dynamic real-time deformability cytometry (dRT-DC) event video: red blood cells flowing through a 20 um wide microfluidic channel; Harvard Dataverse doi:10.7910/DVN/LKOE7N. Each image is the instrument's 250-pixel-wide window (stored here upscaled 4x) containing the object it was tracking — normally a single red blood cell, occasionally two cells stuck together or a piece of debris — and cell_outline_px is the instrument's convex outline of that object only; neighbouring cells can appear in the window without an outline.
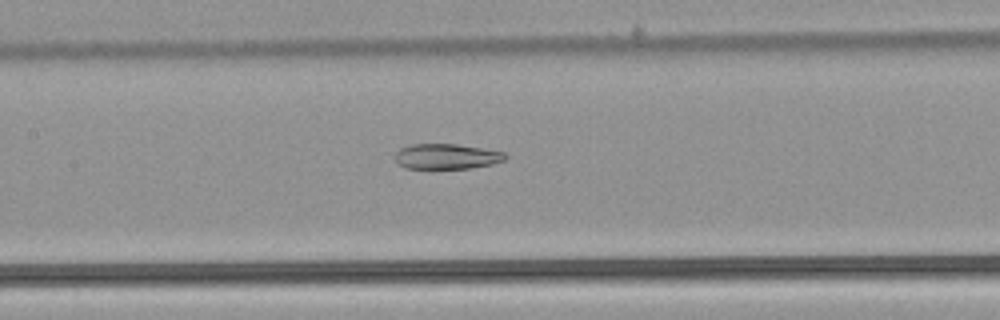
{"species": "common noctule bat (a hibernating species)", "species_latin": "Nyctalus noctula", "temperature_condition": "warm", "stored_images_in_passage": 10, "camera_frame_rate_fps": 3000, "um_per_image_px": 0.085, "animal": {"sex": "male", "body_mass_g": 21.5, "forearm_length_mm": 52.0}, "frame": {"image": 1, "passage_image": 10, "time_ms": 3.0, "image_size_px": [1000, 320], "cell_outline_px": [[508, 156], [504, 160], [492, 164], [468, 168], [404, 168], [396, 160], [396, 152], [400, 148], [412, 144], [456, 144], [504, 152]], "centroid_in_image_um": [37.96, 13.29], "position_along_channel_um": 169.4, "area_um2": 16.01}}